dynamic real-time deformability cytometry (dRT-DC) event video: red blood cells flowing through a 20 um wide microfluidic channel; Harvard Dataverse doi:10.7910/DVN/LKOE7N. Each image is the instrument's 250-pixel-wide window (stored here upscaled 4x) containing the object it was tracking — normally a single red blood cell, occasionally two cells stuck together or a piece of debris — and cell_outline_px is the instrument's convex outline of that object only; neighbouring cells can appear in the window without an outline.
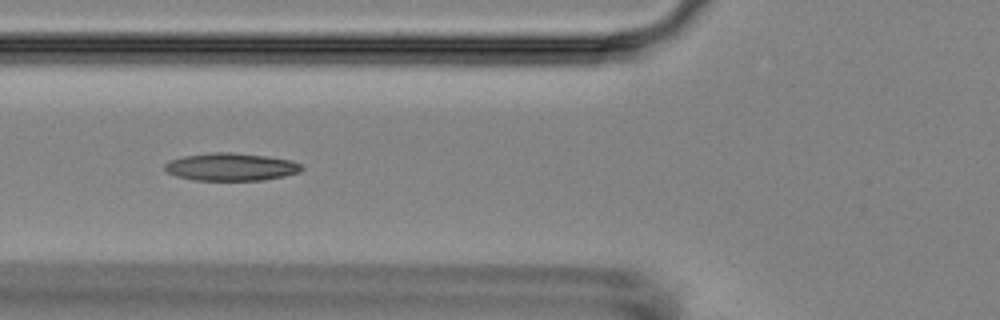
{"species": "Egyptian fruit bat (a non-hibernating species)", "species_latin": "Rousettus aegyptiacus", "temperature_condition": "room temperature", "stored_images_in_passage": 8, "camera_frame_rate_fps": 3000, "um_per_image_px": 0.085, "animal": {"sex": "female"}, "frame": {"image": 1, "passage_image": 6, "time_ms": 5.667, "image_size_px": [1000, 320], "cell_outline_px": [[304, 168], [300, 172], [284, 176], [264, 180], [192, 180], [176, 176], [168, 172], [164, 168], [164, 164], [172, 160], [184, 156], [212, 152], [232, 152], [264, 156], [292, 160], [300, 164]], "centroid_in_image_um": [19.65, 14.19], "position_along_channel_um": 106.2, "area_um2": 22.02}}
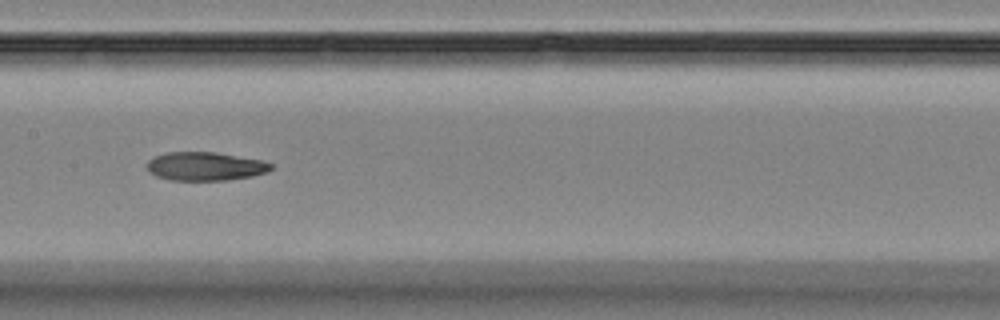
{"frame": {"image": 2, "passage_image": 8, "time_ms": 8.0, "image_size_px": [1000, 320], "cell_outline_px": [[272, 168], [268, 172], [252, 176], [228, 180], [172, 180], [156, 176], [148, 172], [148, 160], [156, 156], [168, 152], [216, 152], [260, 160], [272, 164]], "centroid_in_image_um": [17.44, 14.14], "position_along_channel_um": 190.0, "area_um2": 20.52}}